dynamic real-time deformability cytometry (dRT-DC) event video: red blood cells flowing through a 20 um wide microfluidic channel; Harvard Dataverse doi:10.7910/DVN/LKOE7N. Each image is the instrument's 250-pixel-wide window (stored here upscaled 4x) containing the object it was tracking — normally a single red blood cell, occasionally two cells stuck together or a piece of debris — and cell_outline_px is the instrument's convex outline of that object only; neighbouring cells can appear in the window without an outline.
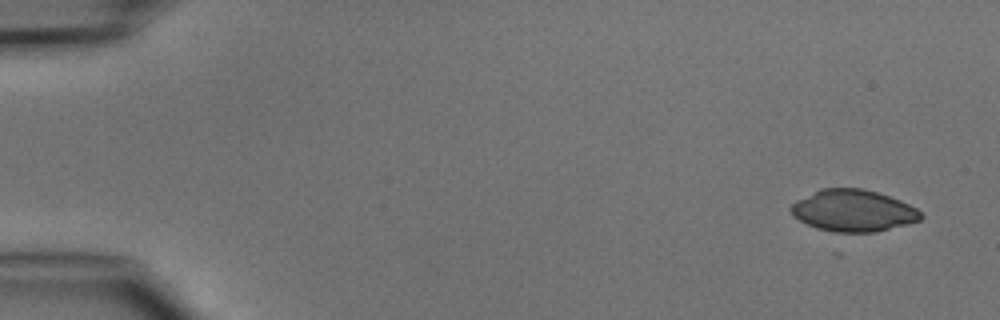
{"species": "common noctule bat (a hibernating species)", "species_latin": "Nyctalus noctula", "temperature_condition": "cold", "stored_images_in_passage": 3, "camera_frame_rate_fps": 3000, "um_per_image_px": 0.085, "animal": {"sex": "male", "body_mass_g": 15.6}, "frame": {"image": 1, "passage_image": 1, "time_ms": 0.0, "image_size_px": [1000, 320], "cell_outline_px": [[924, 216], [920, 220], [908, 224], [876, 232], [836, 232], [816, 228], [792, 216], [788, 208], [796, 200], [820, 188], [860, 188], [876, 192], [900, 200], [916, 208]], "centroid_in_image_um": [72.5, 17.9], "position_along_channel_um": 12.5, "area_um2": 31.62}}